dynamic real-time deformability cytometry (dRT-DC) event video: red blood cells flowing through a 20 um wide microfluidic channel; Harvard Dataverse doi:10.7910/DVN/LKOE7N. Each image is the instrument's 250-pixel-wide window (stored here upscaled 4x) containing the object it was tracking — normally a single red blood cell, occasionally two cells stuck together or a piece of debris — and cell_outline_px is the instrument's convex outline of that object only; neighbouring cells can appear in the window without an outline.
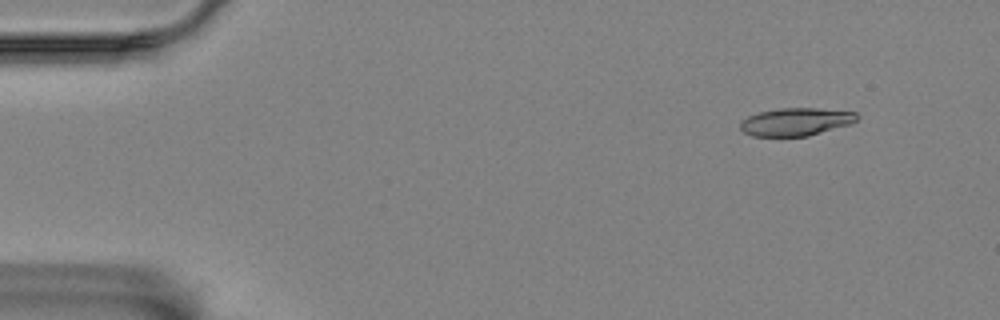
{"species": "Egyptian fruit bat (a non-hibernating species)", "species_latin": "Rousettus aegyptiacus", "temperature_condition": "room temperature", "stored_images_in_passage": 53, "camera_frame_rate_fps": 3000, "um_per_image_px": 0.085, "animal": {"sex": "female"}, "frame": {"image": 1, "passage_image": 1, "time_ms": 0.0, "image_size_px": [1000, 320], "cell_outline_px": [[860, 116], [852, 124], [808, 136], [752, 136], [744, 132], [740, 128], [740, 120], [748, 116], [760, 112], [780, 108], [820, 108], [856, 112]], "centroid_in_image_um": [67.67, 10.35], "position_along_channel_um": 17.3, "area_um2": 19.07}}
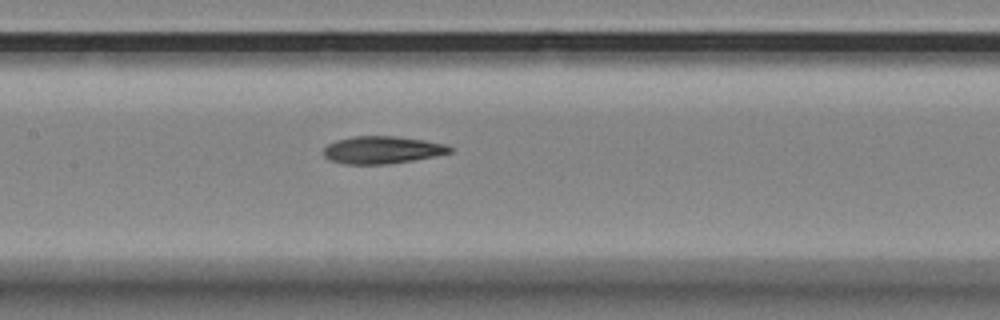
{"frame": {"image": 2, "passage_image": 23, "time_ms": 7.333, "image_size_px": [1000, 320], "cell_outline_px": [[452, 152], [412, 160], [388, 164], [344, 164], [328, 160], [324, 156], [324, 148], [328, 144], [336, 140], [352, 136], [392, 136], [424, 140], [448, 144], [452, 148]], "centroid_in_image_um": [32.46, 12.74], "position_along_channel_um": 174.9, "area_um2": 20.17}}
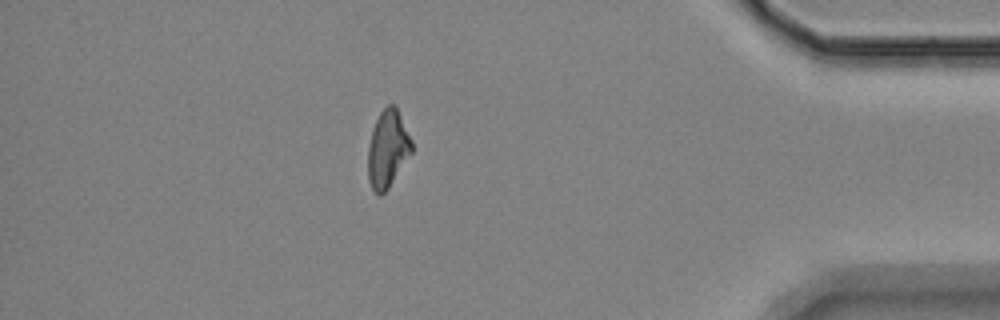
{"frame": {"image": 3, "passage_image": 46, "time_ms": 15.0, "image_size_px": [1000, 320], "cell_outline_px": [[412, 152], [388, 188], [380, 196], [372, 188], [368, 180], [368, 148], [372, 132], [376, 120], [380, 112], [388, 104], [396, 104], [412, 140]], "centroid_in_image_um": [32.96, 12.63], "position_along_channel_um": 402.2, "area_um2": 19.59}, "authors_computed_cell_mechanics": {"area_um2": 20.1722, "velocity_mm_per_s": 3.4652, "shape_relaxation_time_tau1_ms": 5.8985, "shape_relaxation_time_tau2_ms": 4.5855, "deformation_change_tau1": 0.1648, "deformation_change_tau2": 0.1278}}